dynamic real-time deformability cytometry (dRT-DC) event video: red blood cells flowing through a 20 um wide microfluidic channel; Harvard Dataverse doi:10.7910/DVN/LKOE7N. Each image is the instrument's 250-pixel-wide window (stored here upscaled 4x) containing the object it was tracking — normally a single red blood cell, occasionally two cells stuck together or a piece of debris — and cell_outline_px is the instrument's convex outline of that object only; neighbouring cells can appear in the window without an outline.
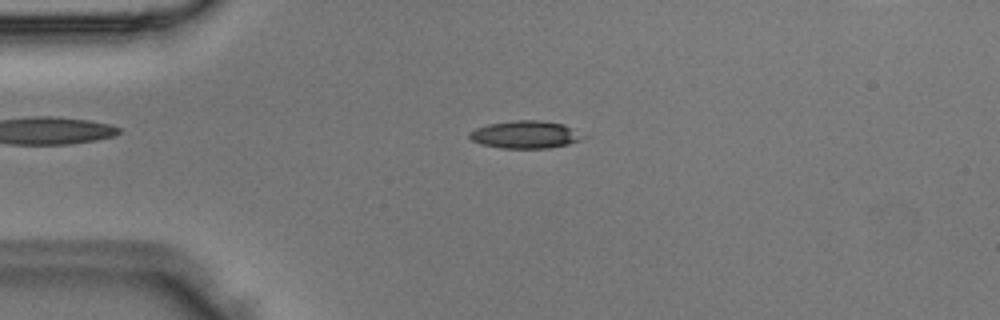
{"species": "Egyptian fruit bat (a non-hibernating species)", "species_latin": "Rousettus aegyptiacus", "temperature_condition": "room temperature", "stored_images_in_passage": 49, "camera_frame_rate_fps": 3000, "um_per_image_px": 0.085, "animal": {"sex": "male"}, "frame": {"image": 1, "passage_image": 11, "time_ms": 3.333, "image_size_px": [1000, 320], "cell_outline_px": [[588, 136], [584, 140], [568, 144], [548, 148], [500, 148], [480, 144], [472, 140], [468, 136], [468, 132], [476, 128], [488, 124], [512, 120], [540, 120], [564, 124]], "centroid_in_image_um": [44.68, 11.44], "position_along_channel_um": 40.3, "area_um2": 18.55}}
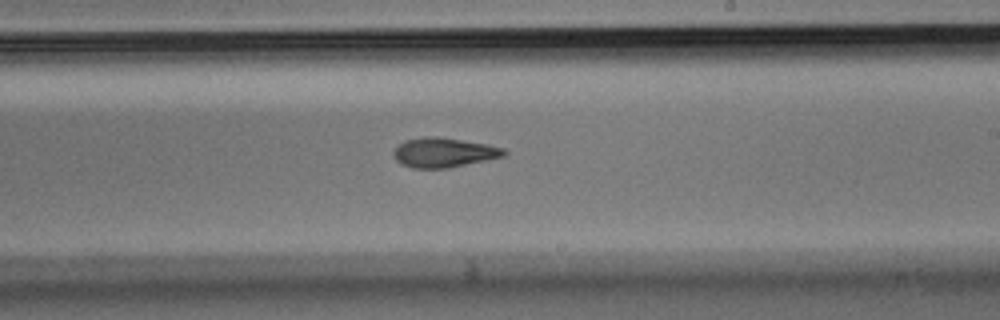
{"frame": {"image": 2, "passage_image": 28, "time_ms": 9.0, "image_size_px": [1000, 320], "cell_outline_px": [[508, 152], [504, 156], [448, 168], [412, 168], [400, 164], [392, 156], [392, 152], [404, 140], [428, 136], [436, 136], [488, 144], [504, 148]], "centroid_in_image_um": [37.7, 12.96], "position_along_channel_um": 251.3, "area_um2": 19.07}}
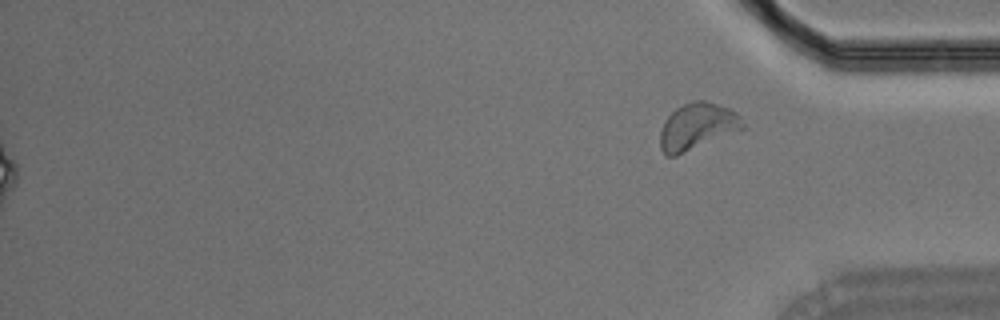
{"frame": {"image": 3, "passage_image": 49, "time_ms": 16.0, "image_size_px": [1000, 320], "cell_outline_px": [[744, 128], [676, 156], [664, 156], [660, 148], [660, 132], [664, 120], [676, 108], [692, 100], [704, 100], [732, 108], [740, 116], [744, 124]], "centroid_in_image_um": [59.24, 10.74], "position_along_channel_um": 376.0, "area_um2": 22.48}}